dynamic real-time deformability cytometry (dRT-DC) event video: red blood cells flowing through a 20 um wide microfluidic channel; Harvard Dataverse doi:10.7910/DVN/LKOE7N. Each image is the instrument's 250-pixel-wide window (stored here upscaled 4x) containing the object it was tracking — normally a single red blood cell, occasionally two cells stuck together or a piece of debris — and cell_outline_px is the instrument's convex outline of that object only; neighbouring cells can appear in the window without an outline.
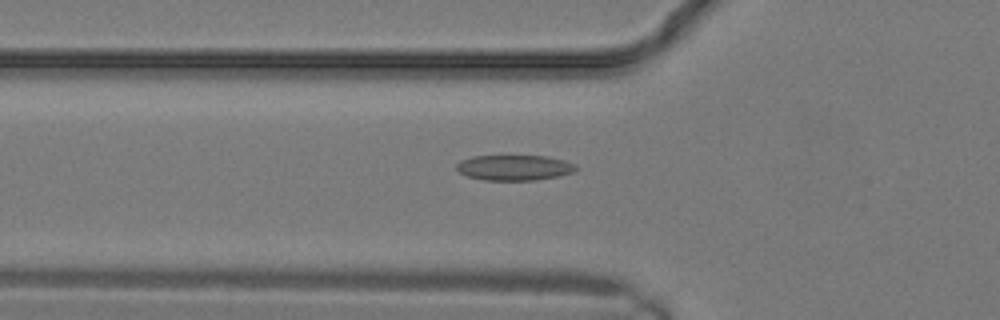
{"species": "common noctule bat (a hibernating species)", "species_latin": "Nyctalus noctula", "temperature_condition": "warm", "stored_images_in_passage": 19, "camera_frame_rate_fps": 3000, "um_per_image_px": 0.085, "animal": {"sex": "male", "body_mass_g": 19.2, "forearm_length_mm": 51.8}, "frame": {"image": 1, "passage_image": 9, "time_ms": 2.667, "image_size_px": [1000, 320], "cell_outline_px": [[580, 168], [572, 172], [556, 176], [532, 180], [484, 180], [468, 176], [460, 172], [456, 168], [456, 164], [460, 160], [472, 156], [544, 156], [564, 160], [576, 164]], "centroid_in_image_um": [43.71, 14.24], "position_along_channel_um": 82.1, "area_um2": 17.57}}
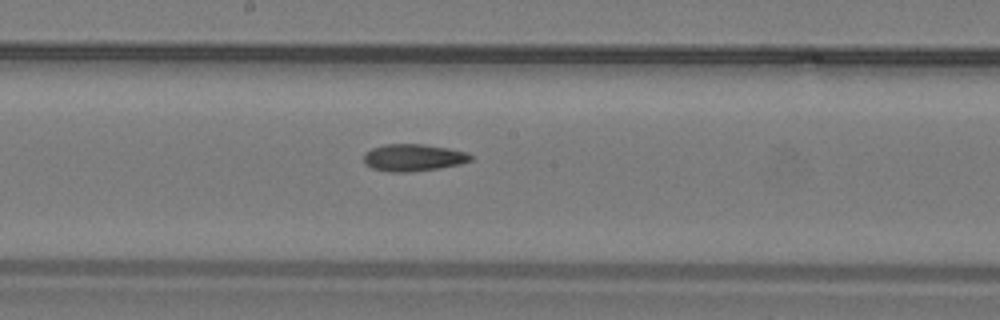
{"frame": {"image": 2, "passage_image": 14, "time_ms": 4.333, "image_size_px": [1000, 320], "cell_outline_px": [[472, 160], [460, 164], [440, 168], [408, 172], [392, 172], [372, 168], [364, 164], [364, 152], [372, 148], [384, 144], [424, 144], [448, 148], [468, 152], [472, 156]], "centroid_in_image_um": [35.13, 13.39], "position_along_channel_um": 213.1, "area_um2": 16.99}}
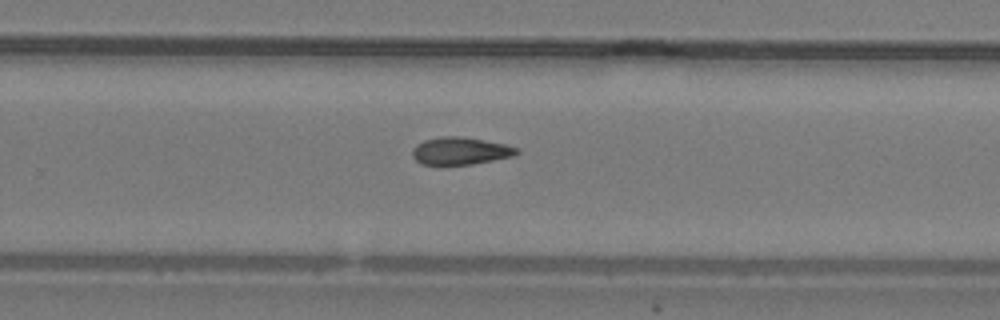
{"frame": {"image": 3, "passage_image": 17, "time_ms": 5.333, "image_size_px": [1000, 320], "cell_outline_px": [[520, 152], [516, 156], [472, 164], [420, 164], [412, 156], [412, 148], [416, 144], [424, 140], [440, 136], [456, 136], [484, 140], [504, 144], [520, 148]], "centroid_in_image_um": [39.15, 12.82], "position_along_channel_um": 290.7, "area_um2": 16.76}}